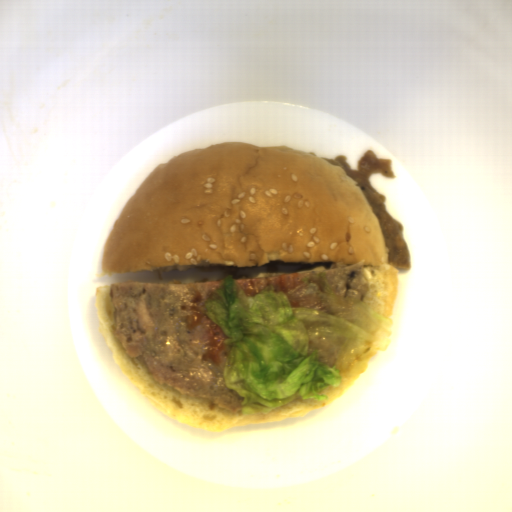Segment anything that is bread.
I'll use <instances>...</instances> for the list:
<instances>
[{"label":"bread","instance_id":"bread-2","mask_svg":"<svg viewBox=\"0 0 512 512\" xmlns=\"http://www.w3.org/2000/svg\"><path fill=\"white\" fill-rule=\"evenodd\" d=\"M94 298L100 332L114 363L163 413L190 427L221 433L237 426L302 418L310 411L325 408L336 401L363 373L340 379L339 386L329 387L321 393L327 397L324 400L298 396L264 414H243V410L233 414L228 409L219 408L218 403H213L211 398L180 394L164 382L160 384L155 381L144 357H130L114 332L116 306L111 301V285L94 288Z\"/></svg>","mask_w":512,"mask_h":512},{"label":"bread","instance_id":"bread-1","mask_svg":"<svg viewBox=\"0 0 512 512\" xmlns=\"http://www.w3.org/2000/svg\"><path fill=\"white\" fill-rule=\"evenodd\" d=\"M382 227L343 168L286 146L227 141L158 165L121 209L102 271H184L197 265L262 267L331 263L257 277L322 271L364 261L361 302L394 314L399 271Z\"/></svg>","mask_w":512,"mask_h":512}]
</instances>
